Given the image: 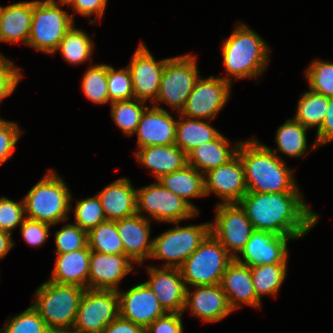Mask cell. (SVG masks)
Here are the masks:
<instances>
[{"label":"cell","instance_id":"cell-1","mask_svg":"<svg viewBox=\"0 0 333 333\" xmlns=\"http://www.w3.org/2000/svg\"><path fill=\"white\" fill-rule=\"evenodd\" d=\"M302 199L300 192H247L239 204L254 230L298 239L318 221V215Z\"/></svg>","mask_w":333,"mask_h":333},{"label":"cell","instance_id":"cell-2","mask_svg":"<svg viewBox=\"0 0 333 333\" xmlns=\"http://www.w3.org/2000/svg\"><path fill=\"white\" fill-rule=\"evenodd\" d=\"M237 155L244 166L248 192H299L293 171L270 147L256 138L239 142Z\"/></svg>","mask_w":333,"mask_h":333},{"label":"cell","instance_id":"cell-3","mask_svg":"<svg viewBox=\"0 0 333 333\" xmlns=\"http://www.w3.org/2000/svg\"><path fill=\"white\" fill-rule=\"evenodd\" d=\"M222 54L226 72L236 79L259 76L269 62V47L242 22L224 41Z\"/></svg>","mask_w":333,"mask_h":333},{"label":"cell","instance_id":"cell-4","mask_svg":"<svg viewBox=\"0 0 333 333\" xmlns=\"http://www.w3.org/2000/svg\"><path fill=\"white\" fill-rule=\"evenodd\" d=\"M53 170L30 189L23 199L27 218L55 225L68 219L72 195Z\"/></svg>","mask_w":333,"mask_h":333},{"label":"cell","instance_id":"cell-5","mask_svg":"<svg viewBox=\"0 0 333 333\" xmlns=\"http://www.w3.org/2000/svg\"><path fill=\"white\" fill-rule=\"evenodd\" d=\"M85 288L77 285L58 284L48 280L35 292L32 307L52 332L72 328Z\"/></svg>","mask_w":333,"mask_h":333},{"label":"cell","instance_id":"cell-6","mask_svg":"<svg viewBox=\"0 0 333 333\" xmlns=\"http://www.w3.org/2000/svg\"><path fill=\"white\" fill-rule=\"evenodd\" d=\"M59 4L66 0L33 1L32 23L27 45L48 54H56L60 41L74 25V16L63 11Z\"/></svg>","mask_w":333,"mask_h":333},{"label":"cell","instance_id":"cell-7","mask_svg":"<svg viewBox=\"0 0 333 333\" xmlns=\"http://www.w3.org/2000/svg\"><path fill=\"white\" fill-rule=\"evenodd\" d=\"M234 258L210 233L201 245L179 267L182 278L192 286L219 285Z\"/></svg>","mask_w":333,"mask_h":333},{"label":"cell","instance_id":"cell-8","mask_svg":"<svg viewBox=\"0 0 333 333\" xmlns=\"http://www.w3.org/2000/svg\"><path fill=\"white\" fill-rule=\"evenodd\" d=\"M153 239L150 258L165 260L164 267L179 268L211 233L210 223L179 226Z\"/></svg>","mask_w":333,"mask_h":333},{"label":"cell","instance_id":"cell-9","mask_svg":"<svg viewBox=\"0 0 333 333\" xmlns=\"http://www.w3.org/2000/svg\"><path fill=\"white\" fill-rule=\"evenodd\" d=\"M196 58V56L186 54L166 60L159 92L154 103L166 102L173 110L181 111L196 80L200 77Z\"/></svg>","mask_w":333,"mask_h":333},{"label":"cell","instance_id":"cell-10","mask_svg":"<svg viewBox=\"0 0 333 333\" xmlns=\"http://www.w3.org/2000/svg\"><path fill=\"white\" fill-rule=\"evenodd\" d=\"M142 211H146L158 222L175 224L198 214L189 203L165 188L158 180L136 190V214L141 215Z\"/></svg>","mask_w":333,"mask_h":333},{"label":"cell","instance_id":"cell-11","mask_svg":"<svg viewBox=\"0 0 333 333\" xmlns=\"http://www.w3.org/2000/svg\"><path fill=\"white\" fill-rule=\"evenodd\" d=\"M119 316L117 291L86 288L79 303L73 328L82 333H102L103 329Z\"/></svg>","mask_w":333,"mask_h":333},{"label":"cell","instance_id":"cell-12","mask_svg":"<svg viewBox=\"0 0 333 333\" xmlns=\"http://www.w3.org/2000/svg\"><path fill=\"white\" fill-rule=\"evenodd\" d=\"M231 80L214 76L202 79L200 76L179 114L188 118L212 120L229 99Z\"/></svg>","mask_w":333,"mask_h":333},{"label":"cell","instance_id":"cell-13","mask_svg":"<svg viewBox=\"0 0 333 333\" xmlns=\"http://www.w3.org/2000/svg\"><path fill=\"white\" fill-rule=\"evenodd\" d=\"M215 214V222H210L211 233L235 259L250 239L253 225L239 203H218Z\"/></svg>","mask_w":333,"mask_h":333},{"label":"cell","instance_id":"cell-14","mask_svg":"<svg viewBox=\"0 0 333 333\" xmlns=\"http://www.w3.org/2000/svg\"><path fill=\"white\" fill-rule=\"evenodd\" d=\"M167 59L156 61L146 46L143 43L139 44L127 66L136 99L146 102L151 98L154 104Z\"/></svg>","mask_w":333,"mask_h":333},{"label":"cell","instance_id":"cell-15","mask_svg":"<svg viewBox=\"0 0 333 333\" xmlns=\"http://www.w3.org/2000/svg\"><path fill=\"white\" fill-rule=\"evenodd\" d=\"M206 195L215 193L222 204L239 203L248 192L243 163L238 155L227 164L213 168L204 174Z\"/></svg>","mask_w":333,"mask_h":333},{"label":"cell","instance_id":"cell-16","mask_svg":"<svg viewBox=\"0 0 333 333\" xmlns=\"http://www.w3.org/2000/svg\"><path fill=\"white\" fill-rule=\"evenodd\" d=\"M117 293L120 317L144 329L167 313L145 282L132 287L127 292L118 290Z\"/></svg>","mask_w":333,"mask_h":333},{"label":"cell","instance_id":"cell-17","mask_svg":"<svg viewBox=\"0 0 333 333\" xmlns=\"http://www.w3.org/2000/svg\"><path fill=\"white\" fill-rule=\"evenodd\" d=\"M293 237L276 235L269 231L254 230L245 248L235 258L238 262L254 267L275 263H287V241Z\"/></svg>","mask_w":333,"mask_h":333},{"label":"cell","instance_id":"cell-18","mask_svg":"<svg viewBox=\"0 0 333 333\" xmlns=\"http://www.w3.org/2000/svg\"><path fill=\"white\" fill-rule=\"evenodd\" d=\"M150 279L145 282L167 313H183L187 286L179 268L146 266Z\"/></svg>","mask_w":333,"mask_h":333},{"label":"cell","instance_id":"cell-19","mask_svg":"<svg viewBox=\"0 0 333 333\" xmlns=\"http://www.w3.org/2000/svg\"><path fill=\"white\" fill-rule=\"evenodd\" d=\"M125 254H103L91 251L88 289L118 291L120 281L133 269Z\"/></svg>","mask_w":333,"mask_h":333},{"label":"cell","instance_id":"cell-20","mask_svg":"<svg viewBox=\"0 0 333 333\" xmlns=\"http://www.w3.org/2000/svg\"><path fill=\"white\" fill-rule=\"evenodd\" d=\"M177 120L166 109L153 104L147 107L137 126L139 148L155 145H171L176 141Z\"/></svg>","mask_w":333,"mask_h":333},{"label":"cell","instance_id":"cell-21","mask_svg":"<svg viewBox=\"0 0 333 333\" xmlns=\"http://www.w3.org/2000/svg\"><path fill=\"white\" fill-rule=\"evenodd\" d=\"M195 287L196 290L193 292L187 288L184 311L189 308L192 315L201 318L204 322L213 323L234 311L220 284Z\"/></svg>","mask_w":333,"mask_h":333},{"label":"cell","instance_id":"cell-22","mask_svg":"<svg viewBox=\"0 0 333 333\" xmlns=\"http://www.w3.org/2000/svg\"><path fill=\"white\" fill-rule=\"evenodd\" d=\"M150 219L135 214L134 216L116 220V228L121 238L124 254L136 263L151 257L153 240L150 236Z\"/></svg>","mask_w":333,"mask_h":333},{"label":"cell","instance_id":"cell-23","mask_svg":"<svg viewBox=\"0 0 333 333\" xmlns=\"http://www.w3.org/2000/svg\"><path fill=\"white\" fill-rule=\"evenodd\" d=\"M220 285L233 310L239 309L241 303L261 308V300L255 293L249 266L234 259L226 268Z\"/></svg>","mask_w":333,"mask_h":333},{"label":"cell","instance_id":"cell-24","mask_svg":"<svg viewBox=\"0 0 333 333\" xmlns=\"http://www.w3.org/2000/svg\"><path fill=\"white\" fill-rule=\"evenodd\" d=\"M107 220L115 221L136 214V189L127 178H119L97 194Z\"/></svg>","mask_w":333,"mask_h":333},{"label":"cell","instance_id":"cell-25","mask_svg":"<svg viewBox=\"0 0 333 333\" xmlns=\"http://www.w3.org/2000/svg\"><path fill=\"white\" fill-rule=\"evenodd\" d=\"M135 153L140 164L151 169L156 180L188 165L187 154L175 144L144 147Z\"/></svg>","mask_w":333,"mask_h":333},{"label":"cell","instance_id":"cell-26","mask_svg":"<svg viewBox=\"0 0 333 333\" xmlns=\"http://www.w3.org/2000/svg\"><path fill=\"white\" fill-rule=\"evenodd\" d=\"M33 1L0 6V41L27 44L32 23Z\"/></svg>","mask_w":333,"mask_h":333},{"label":"cell","instance_id":"cell-27","mask_svg":"<svg viewBox=\"0 0 333 333\" xmlns=\"http://www.w3.org/2000/svg\"><path fill=\"white\" fill-rule=\"evenodd\" d=\"M90 253L91 250L86 247L65 254H57L52 276L48 280L58 284L88 288Z\"/></svg>","mask_w":333,"mask_h":333},{"label":"cell","instance_id":"cell-28","mask_svg":"<svg viewBox=\"0 0 333 333\" xmlns=\"http://www.w3.org/2000/svg\"><path fill=\"white\" fill-rule=\"evenodd\" d=\"M239 143L230 149L229 141L222 134L215 140L202 143L194 148L188 155V165L193 166L199 172L207 171L227 164L237 155Z\"/></svg>","mask_w":333,"mask_h":333},{"label":"cell","instance_id":"cell-29","mask_svg":"<svg viewBox=\"0 0 333 333\" xmlns=\"http://www.w3.org/2000/svg\"><path fill=\"white\" fill-rule=\"evenodd\" d=\"M204 177V174L193 166L186 165L183 169L162 176L158 181L165 188L184 199L199 213L189 198L206 196Z\"/></svg>","mask_w":333,"mask_h":333},{"label":"cell","instance_id":"cell-30","mask_svg":"<svg viewBox=\"0 0 333 333\" xmlns=\"http://www.w3.org/2000/svg\"><path fill=\"white\" fill-rule=\"evenodd\" d=\"M176 125L175 145L187 155L202 143L215 140L221 133L201 119L180 115Z\"/></svg>","mask_w":333,"mask_h":333},{"label":"cell","instance_id":"cell-31","mask_svg":"<svg viewBox=\"0 0 333 333\" xmlns=\"http://www.w3.org/2000/svg\"><path fill=\"white\" fill-rule=\"evenodd\" d=\"M307 127H304L301 123L293 119H288L279 127L276 131V143L277 149L272 152L275 154L278 151L286 153L291 157H301L307 150Z\"/></svg>","mask_w":333,"mask_h":333},{"label":"cell","instance_id":"cell-32","mask_svg":"<svg viewBox=\"0 0 333 333\" xmlns=\"http://www.w3.org/2000/svg\"><path fill=\"white\" fill-rule=\"evenodd\" d=\"M255 293L261 300L262 295H273L279 291L286 278L287 263H275L250 267Z\"/></svg>","mask_w":333,"mask_h":333},{"label":"cell","instance_id":"cell-33","mask_svg":"<svg viewBox=\"0 0 333 333\" xmlns=\"http://www.w3.org/2000/svg\"><path fill=\"white\" fill-rule=\"evenodd\" d=\"M329 98L313 91H307L298 101V107L294 119L304 127L317 130L322 126L328 110Z\"/></svg>","mask_w":333,"mask_h":333},{"label":"cell","instance_id":"cell-34","mask_svg":"<svg viewBox=\"0 0 333 333\" xmlns=\"http://www.w3.org/2000/svg\"><path fill=\"white\" fill-rule=\"evenodd\" d=\"M93 48L91 38L83 30L76 29L73 25L60 41L57 51L60 50L66 62L77 65L91 57Z\"/></svg>","mask_w":333,"mask_h":333},{"label":"cell","instance_id":"cell-35","mask_svg":"<svg viewBox=\"0 0 333 333\" xmlns=\"http://www.w3.org/2000/svg\"><path fill=\"white\" fill-rule=\"evenodd\" d=\"M88 247L103 254H124V247L116 228V220L100 223L88 232Z\"/></svg>","mask_w":333,"mask_h":333},{"label":"cell","instance_id":"cell-36","mask_svg":"<svg viewBox=\"0 0 333 333\" xmlns=\"http://www.w3.org/2000/svg\"><path fill=\"white\" fill-rule=\"evenodd\" d=\"M145 101L136 98L111 102V116L123 133L133 136L137 130L141 116L148 106Z\"/></svg>","mask_w":333,"mask_h":333},{"label":"cell","instance_id":"cell-37","mask_svg":"<svg viewBox=\"0 0 333 333\" xmlns=\"http://www.w3.org/2000/svg\"><path fill=\"white\" fill-rule=\"evenodd\" d=\"M82 79L83 93L89 100L97 104L109 102L106 64L89 67Z\"/></svg>","mask_w":333,"mask_h":333},{"label":"cell","instance_id":"cell-38","mask_svg":"<svg viewBox=\"0 0 333 333\" xmlns=\"http://www.w3.org/2000/svg\"><path fill=\"white\" fill-rule=\"evenodd\" d=\"M311 91L333 97V63L314 60L306 70Z\"/></svg>","mask_w":333,"mask_h":333},{"label":"cell","instance_id":"cell-39","mask_svg":"<svg viewBox=\"0 0 333 333\" xmlns=\"http://www.w3.org/2000/svg\"><path fill=\"white\" fill-rule=\"evenodd\" d=\"M74 217L75 224L87 232L100 223L107 221L98 195L78 200L74 210Z\"/></svg>","mask_w":333,"mask_h":333},{"label":"cell","instance_id":"cell-40","mask_svg":"<svg viewBox=\"0 0 333 333\" xmlns=\"http://www.w3.org/2000/svg\"><path fill=\"white\" fill-rule=\"evenodd\" d=\"M107 85L110 103L135 98L128 67L115 70L111 65H107Z\"/></svg>","mask_w":333,"mask_h":333},{"label":"cell","instance_id":"cell-41","mask_svg":"<svg viewBox=\"0 0 333 333\" xmlns=\"http://www.w3.org/2000/svg\"><path fill=\"white\" fill-rule=\"evenodd\" d=\"M2 333H50L44 320L38 312L32 307H28L25 311L14 316L10 321H6V325L2 328Z\"/></svg>","mask_w":333,"mask_h":333},{"label":"cell","instance_id":"cell-42","mask_svg":"<svg viewBox=\"0 0 333 333\" xmlns=\"http://www.w3.org/2000/svg\"><path fill=\"white\" fill-rule=\"evenodd\" d=\"M56 254H65L88 247V232L76 224H67L55 233Z\"/></svg>","mask_w":333,"mask_h":333},{"label":"cell","instance_id":"cell-43","mask_svg":"<svg viewBox=\"0 0 333 333\" xmlns=\"http://www.w3.org/2000/svg\"><path fill=\"white\" fill-rule=\"evenodd\" d=\"M24 201L14 202L6 197L0 199V230L11 234L25 217Z\"/></svg>","mask_w":333,"mask_h":333},{"label":"cell","instance_id":"cell-44","mask_svg":"<svg viewBox=\"0 0 333 333\" xmlns=\"http://www.w3.org/2000/svg\"><path fill=\"white\" fill-rule=\"evenodd\" d=\"M20 133L22 131L15 122L6 121L0 117V165L13 156Z\"/></svg>","mask_w":333,"mask_h":333},{"label":"cell","instance_id":"cell-45","mask_svg":"<svg viewBox=\"0 0 333 333\" xmlns=\"http://www.w3.org/2000/svg\"><path fill=\"white\" fill-rule=\"evenodd\" d=\"M22 76L20 69L0 54V101L13 93Z\"/></svg>","mask_w":333,"mask_h":333},{"label":"cell","instance_id":"cell-46","mask_svg":"<svg viewBox=\"0 0 333 333\" xmlns=\"http://www.w3.org/2000/svg\"><path fill=\"white\" fill-rule=\"evenodd\" d=\"M50 226L52 225L25 217L20 227L21 235L27 244L40 246L47 240Z\"/></svg>","mask_w":333,"mask_h":333},{"label":"cell","instance_id":"cell-47","mask_svg":"<svg viewBox=\"0 0 333 333\" xmlns=\"http://www.w3.org/2000/svg\"><path fill=\"white\" fill-rule=\"evenodd\" d=\"M182 315L183 313H166L150 324L145 333H183Z\"/></svg>","mask_w":333,"mask_h":333},{"label":"cell","instance_id":"cell-48","mask_svg":"<svg viewBox=\"0 0 333 333\" xmlns=\"http://www.w3.org/2000/svg\"><path fill=\"white\" fill-rule=\"evenodd\" d=\"M66 2L73 11L76 10L85 17L96 14V17L102 18L107 5V0H66Z\"/></svg>","mask_w":333,"mask_h":333},{"label":"cell","instance_id":"cell-49","mask_svg":"<svg viewBox=\"0 0 333 333\" xmlns=\"http://www.w3.org/2000/svg\"><path fill=\"white\" fill-rule=\"evenodd\" d=\"M316 137L312 150L333 141V97L329 98L328 110L322 126L317 130Z\"/></svg>","mask_w":333,"mask_h":333},{"label":"cell","instance_id":"cell-50","mask_svg":"<svg viewBox=\"0 0 333 333\" xmlns=\"http://www.w3.org/2000/svg\"><path fill=\"white\" fill-rule=\"evenodd\" d=\"M102 333H145V329L119 316L110 322Z\"/></svg>","mask_w":333,"mask_h":333},{"label":"cell","instance_id":"cell-51","mask_svg":"<svg viewBox=\"0 0 333 333\" xmlns=\"http://www.w3.org/2000/svg\"><path fill=\"white\" fill-rule=\"evenodd\" d=\"M13 245L11 234L0 230V258L3 259Z\"/></svg>","mask_w":333,"mask_h":333},{"label":"cell","instance_id":"cell-52","mask_svg":"<svg viewBox=\"0 0 333 333\" xmlns=\"http://www.w3.org/2000/svg\"><path fill=\"white\" fill-rule=\"evenodd\" d=\"M52 333H82L79 330L74 329L73 327L70 328H65V329H57L52 331Z\"/></svg>","mask_w":333,"mask_h":333}]
</instances>
